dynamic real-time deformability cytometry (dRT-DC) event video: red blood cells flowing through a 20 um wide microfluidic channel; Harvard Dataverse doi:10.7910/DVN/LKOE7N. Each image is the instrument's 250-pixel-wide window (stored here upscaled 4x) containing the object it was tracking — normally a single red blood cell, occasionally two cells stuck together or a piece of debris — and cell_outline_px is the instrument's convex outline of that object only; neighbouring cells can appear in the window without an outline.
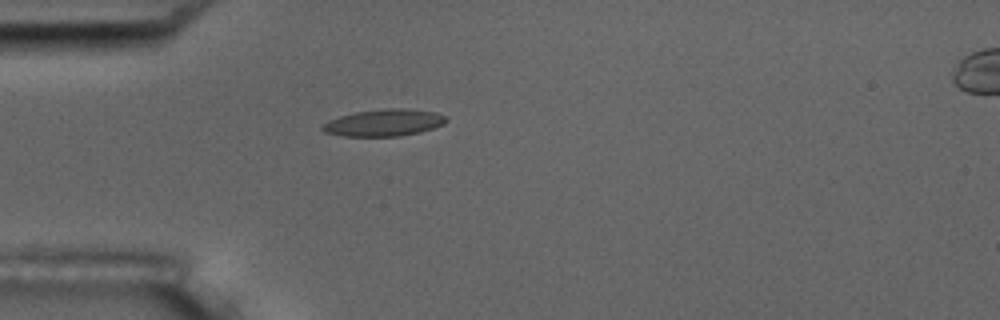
{"species": "common noctule bat (a hibernating species)", "species_latin": "Nyctalus noctula", "temperature_condition": "room temperature", "stored_images_in_passage": 1, "camera_frame_rate_fps": 3000, "um_per_image_px": 0.085, "animal": {"sex": "male", "body_mass_g": 17.5, "forearm_length_mm": 52.3}, "frame": {"image": 1, "passage_image": 1, "time_ms": 0.0, "image_size_px": [1000, 320], "cell_outline_px": [[448, 120], [444, 124], [420, 132], [400, 136], [344, 136], [324, 132], [320, 128], [328, 120], [340, 116], [356, 112], [388, 108], [408, 108], [436, 112], [448, 116]], "centroid_in_image_um": [32.68, 10.42], "position_along_channel_um": 52.3, "area_um2": 19.48}}